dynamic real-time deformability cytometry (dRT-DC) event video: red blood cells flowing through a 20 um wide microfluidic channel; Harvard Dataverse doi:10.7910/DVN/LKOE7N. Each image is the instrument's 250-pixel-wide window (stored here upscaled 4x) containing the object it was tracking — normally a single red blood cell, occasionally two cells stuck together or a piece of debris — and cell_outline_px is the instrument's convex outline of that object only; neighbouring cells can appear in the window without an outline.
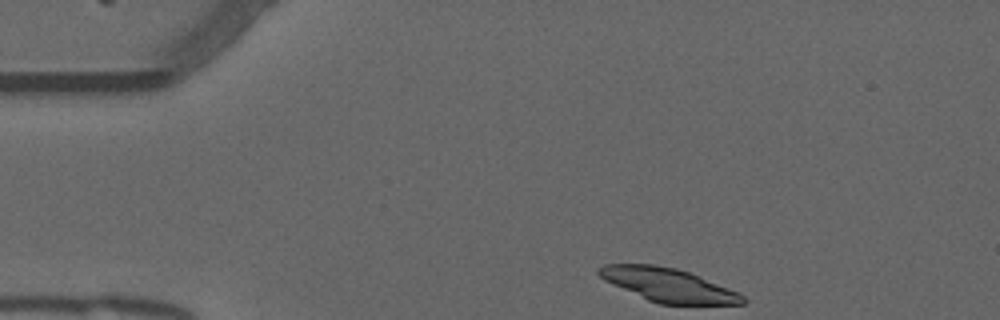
{"species": "common noctule bat (a hibernating species)", "species_latin": "Nyctalus noctula", "temperature_condition": "warm", "stored_images_in_passage": 45, "camera_frame_rate_fps": 3000, "um_per_image_px": 0.085, "animal": {"sex": "male", "forearm_length_mm": 52.5}, "frame": {"image": 1, "passage_image": 1, "time_ms": 0.0, "image_size_px": [1000, 320], "cell_outline_px": [[748, 300], [744, 304], [660, 304], [648, 300], [612, 284], [604, 280], [596, 272], [596, 268], [604, 264], [652, 264], [676, 268], [688, 272], [728, 288], [744, 296]], "centroid_in_image_um": [56.76, 24.22], "position_along_channel_um": 28.2, "area_um2": 27.86}}